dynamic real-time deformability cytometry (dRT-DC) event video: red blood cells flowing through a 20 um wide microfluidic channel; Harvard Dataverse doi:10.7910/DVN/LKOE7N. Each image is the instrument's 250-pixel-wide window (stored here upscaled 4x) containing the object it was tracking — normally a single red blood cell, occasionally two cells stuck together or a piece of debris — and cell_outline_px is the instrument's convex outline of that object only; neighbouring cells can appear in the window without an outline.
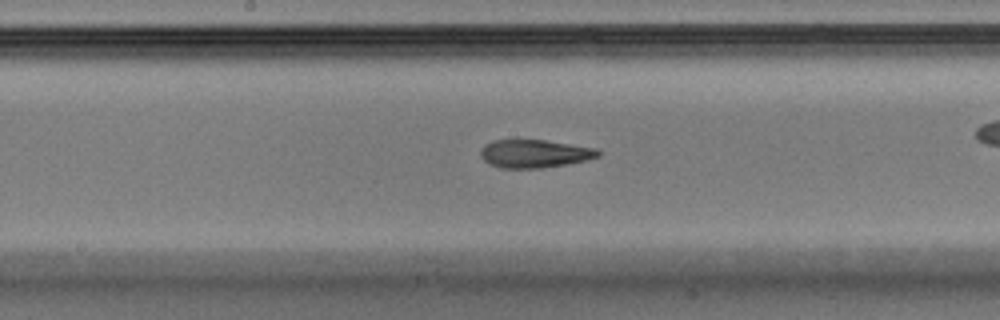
{"species": "Egyptian fruit bat (a non-hibernating species)", "species_latin": "Rousettus aegyptiacus", "temperature_condition": "warm", "stored_images_in_passage": 44, "camera_frame_rate_fps": 3000, "um_per_image_px": 0.085, "animal": {"sex": "male"}, "frame": {"image": 1, "passage_image": 26, "time_ms": 8.333, "image_size_px": [1000, 320], "cell_outline_px": [[600, 156], [568, 164], [540, 168], [500, 168], [488, 164], [480, 156], [480, 148], [484, 144], [492, 140], [544, 140], [596, 148], [600, 152]], "centroid_in_image_um": [45.38, 13.06], "position_along_channel_um": 202.8, "area_um2": 19.31}, "authors_computed_cell_mechanics": {"area_um2": 19.1318, "velocity_mm_per_s": 4.1, "shape_relaxation_time_tau1_ms": null, "shape_relaxation_time_tau2_ms": 2.4075, "deformation_change_tau1": null, "deformation_change_tau2": 0.1131}}